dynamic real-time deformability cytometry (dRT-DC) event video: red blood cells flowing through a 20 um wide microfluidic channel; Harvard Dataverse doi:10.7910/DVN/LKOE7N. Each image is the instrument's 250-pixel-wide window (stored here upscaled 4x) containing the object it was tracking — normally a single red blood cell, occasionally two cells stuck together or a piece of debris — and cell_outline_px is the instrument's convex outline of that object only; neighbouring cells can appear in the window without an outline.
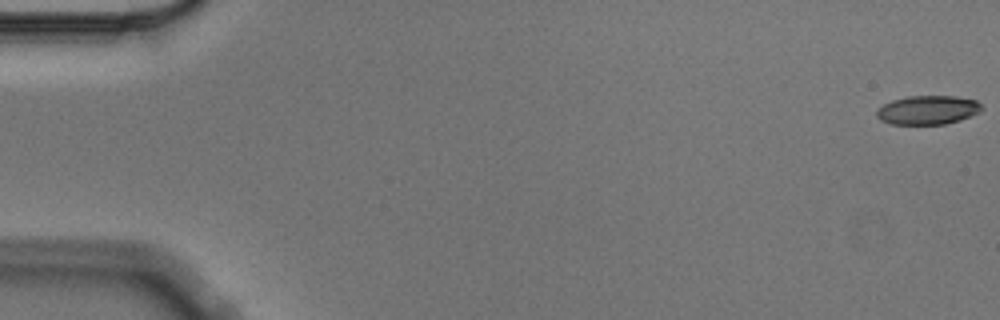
{"species": "Egyptian fruit bat (a non-hibernating species)", "species_latin": "Rousettus aegyptiacus", "temperature_condition": "cold", "stored_images_in_passage": 10, "camera_frame_rate_fps": 3000, "um_per_image_px": 0.085, "animal": {"sex": "male"}, "frame": {"image": 1, "passage_image": 1, "time_ms": 0.0, "image_size_px": [1000, 320], "cell_outline_px": [[984, 108], [980, 112], [972, 116], [960, 120], [944, 124], [892, 124], [880, 120], [876, 116], [876, 112], [884, 104], [892, 100], [908, 96], [956, 96], [976, 100]], "centroid_in_image_um": [78.89, 9.35], "position_along_channel_um": 6.1, "area_um2": 17.74}}
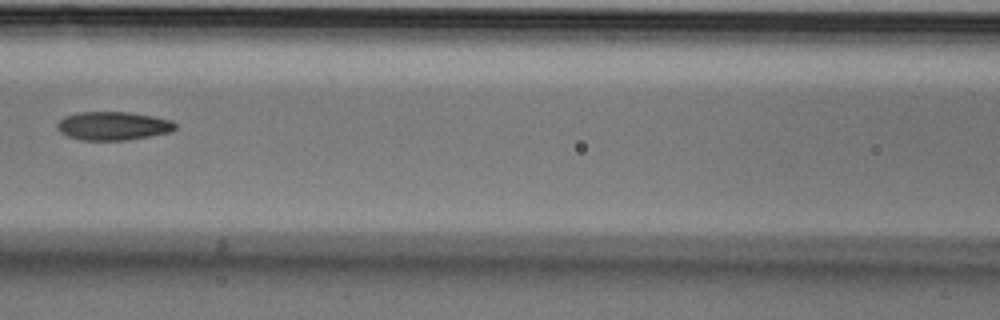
{"frame": {"image": 2, "passage_image": 8, "time_ms": 2.333, "image_size_px": [1000, 320], "cell_outline_px": [[176, 128], [172, 132], [124, 140], [80, 140], [68, 136], [60, 132], [56, 128], [56, 124], [64, 116], [76, 112], [128, 112], [152, 116], [172, 120], [176, 124]], "centroid_in_image_um": [9.59, 10.69], "position_along_channel_um": 157.0, "area_um2": 19.65}}
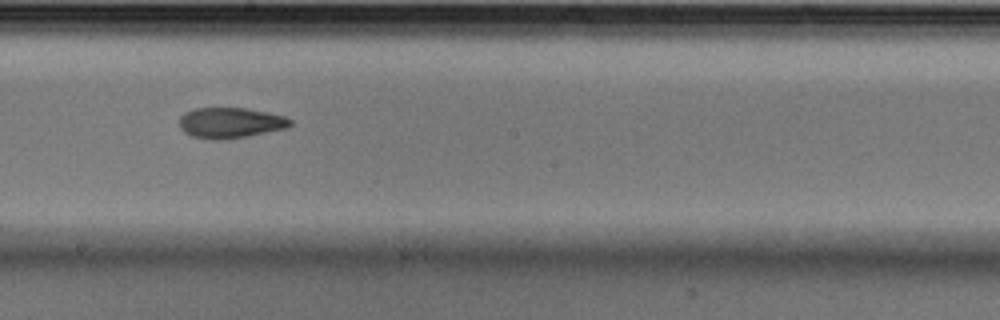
{"frame": {"image": 3, "passage_image": 10, "time_ms": 3.0, "image_size_px": [1000, 320], "cell_outline_px": [[292, 124], [288, 128], [228, 140], [212, 140], [192, 136], [184, 132], [180, 128], [180, 116], [184, 112], [192, 108], [244, 108], [268, 112], [284, 116], [292, 120]], "centroid_in_image_um": [19.58, 10.44], "position_along_channel_um": 228.6, "area_um2": 20.06}}